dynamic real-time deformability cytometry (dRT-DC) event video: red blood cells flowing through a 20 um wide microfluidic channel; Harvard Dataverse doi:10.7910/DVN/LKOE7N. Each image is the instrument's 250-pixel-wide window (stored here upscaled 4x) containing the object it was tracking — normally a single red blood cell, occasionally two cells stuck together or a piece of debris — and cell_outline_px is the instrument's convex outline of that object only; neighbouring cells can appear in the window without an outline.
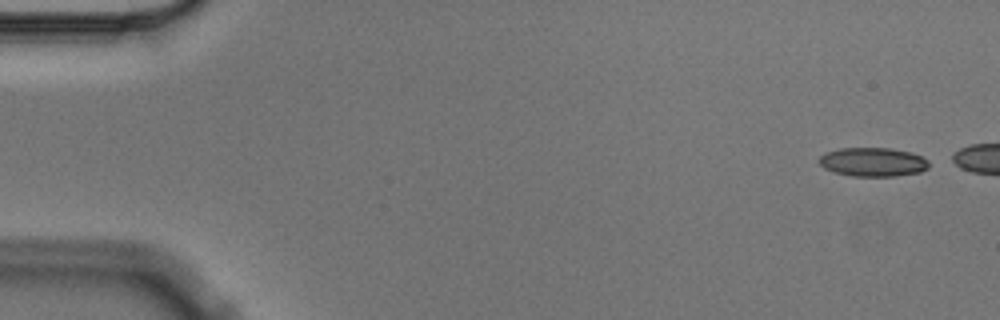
{"species": "Egyptian fruit bat (a non-hibernating species)", "species_latin": "Rousettus aegyptiacus", "temperature_condition": "cold", "stored_images_in_passage": 3, "camera_frame_rate_fps": 3000, "um_per_image_px": 0.085, "animal": {"sex": "male"}, "frame": {"image": 1, "passage_image": 1, "time_ms": 0.0, "image_size_px": [1000, 320], "cell_outline_px": [[928, 168], [920, 172], [892, 176], [852, 176], [836, 172], [824, 168], [816, 160], [824, 152], [840, 148], [892, 148], [912, 152], [928, 160]], "centroid_in_image_um": [74.17, 13.76], "position_along_channel_um": 10.8, "area_um2": 18.55}}